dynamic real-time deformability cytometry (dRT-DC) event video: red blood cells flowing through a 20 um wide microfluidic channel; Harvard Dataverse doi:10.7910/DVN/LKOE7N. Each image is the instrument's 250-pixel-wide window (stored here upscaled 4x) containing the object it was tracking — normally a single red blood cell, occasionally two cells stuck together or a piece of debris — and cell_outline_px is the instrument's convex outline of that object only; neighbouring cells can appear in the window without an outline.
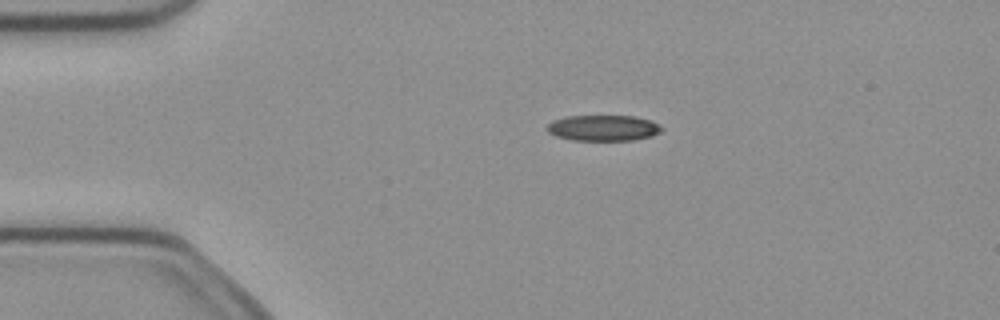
{"species": "common noctule bat (a hibernating species)", "species_latin": "Nyctalus noctula", "temperature_condition": "cold", "stored_images_in_passage": 3, "camera_frame_rate_fps": 3000, "um_per_image_px": 0.085, "animal": {"sex": "female", "body_mass_g": 21.9}, "frame": {"image": 1, "passage_image": 2, "time_ms": 0.333, "image_size_px": [1000, 320], "cell_outline_px": [[664, 128], [660, 132], [652, 136], [632, 140], [572, 140], [556, 136], [548, 132], [544, 128], [552, 120], [568, 116], [636, 116], [652, 120]], "centroid_in_image_um": [51.28, 10.87], "position_along_channel_um": 33.7, "area_um2": 17.4}}